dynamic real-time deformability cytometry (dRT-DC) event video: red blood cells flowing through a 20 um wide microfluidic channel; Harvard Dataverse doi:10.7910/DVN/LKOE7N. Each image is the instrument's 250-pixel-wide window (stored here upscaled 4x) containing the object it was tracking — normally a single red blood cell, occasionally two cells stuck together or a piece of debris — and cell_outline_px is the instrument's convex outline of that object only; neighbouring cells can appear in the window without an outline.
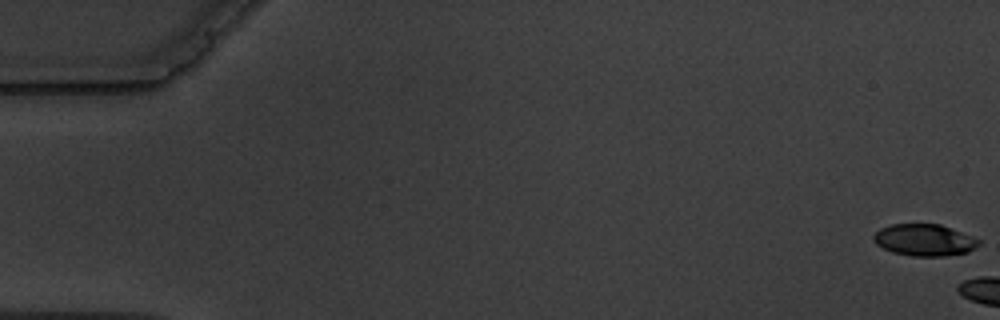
{"species": "common noctule bat (a hibernating species)", "species_latin": "Nyctalus noctula", "temperature_condition": "warm", "stored_images_in_passage": 6, "camera_frame_rate_fps": 3000, "um_per_image_px": 0.085, "animal": {"sex": "male", "body_mass_g": 19.5, "forearm_length_mm": 54.6}, "frame": {"image": 1, "passage_image": 1, "time_ms": 0.0, "image_size_px": [1000, 320], "cell_outline_px": [[980, 244], [968, 252], [944, 256], [912, 256], [892, 252], [876, 244], [872, 240], [872, 236], [880, 228], [892, 224], [940, 224], [972, 236], [980, 240]], "centroid_in_image_um": [78.55, 20.4], "position_along_channel_um": 6.4, "area_um2": 19.48}}
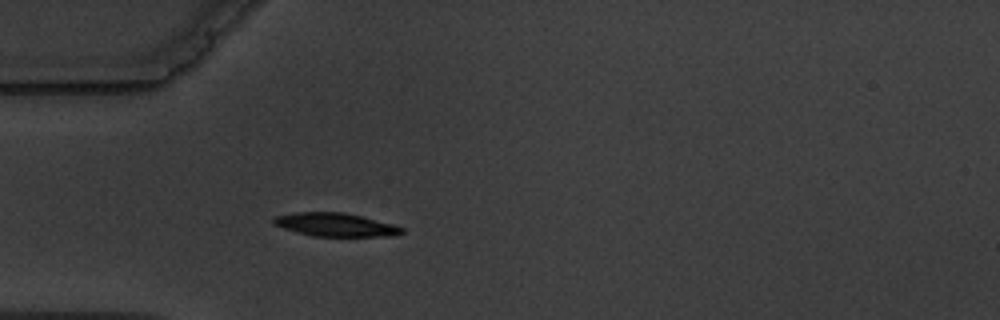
{"frame": {"image": 2, "passage_image": 6, "time_ms": 7.0, "image_size_px": [1000, 320], "cell_outline_px": [[404, 232], [392, 236], [312, 236], [284, 228], [272, 224], [272, 220], [276, 216], [292, 212], [344, 212], [396, 224], [404, 228]], "centroid_in_image_um": [28.54, 19.09], "position_along_channel_um": 56.5, "area_um2": 17.57}}